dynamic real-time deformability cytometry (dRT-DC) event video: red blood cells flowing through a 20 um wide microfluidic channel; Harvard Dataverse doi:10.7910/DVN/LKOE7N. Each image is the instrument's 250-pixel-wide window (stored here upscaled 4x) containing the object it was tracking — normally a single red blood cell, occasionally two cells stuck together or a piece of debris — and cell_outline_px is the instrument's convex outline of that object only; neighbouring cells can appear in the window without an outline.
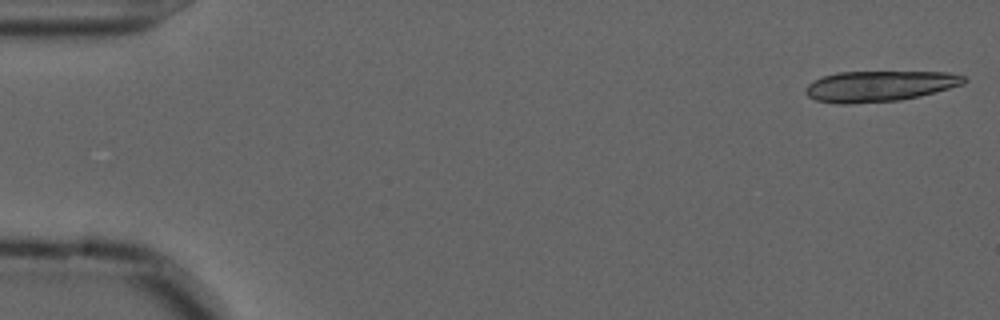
{"species": "common noctule bat (a hibernating species)", "species_latin": "Nyctalus noctula", "temperature_condition": "cold", "stored_images_in_passage": 18, "camera_frame_rate_fps": 3000, "um_per_image_px": 0.085, "animal": {"sex": "male", "forearm_length_mm": 52.5}, "frame": {"image": 1, "passage_image": 1, "time_ms": 0.0, "image_size_px": [1000, 320], "cell_outline_px": [[968, 80], [964, 84], [920, 96], [900, 100], [848, 104], [836, 104], [816, 100], [808, 96], [804, 92], [804, 88], [812, 80], [836, 72], [948, 72], [964, 76]], "centroid_in_image_um": [74.72, 7.32], "position_along_channel_um": 10.3, "area_um2": 28.5}}